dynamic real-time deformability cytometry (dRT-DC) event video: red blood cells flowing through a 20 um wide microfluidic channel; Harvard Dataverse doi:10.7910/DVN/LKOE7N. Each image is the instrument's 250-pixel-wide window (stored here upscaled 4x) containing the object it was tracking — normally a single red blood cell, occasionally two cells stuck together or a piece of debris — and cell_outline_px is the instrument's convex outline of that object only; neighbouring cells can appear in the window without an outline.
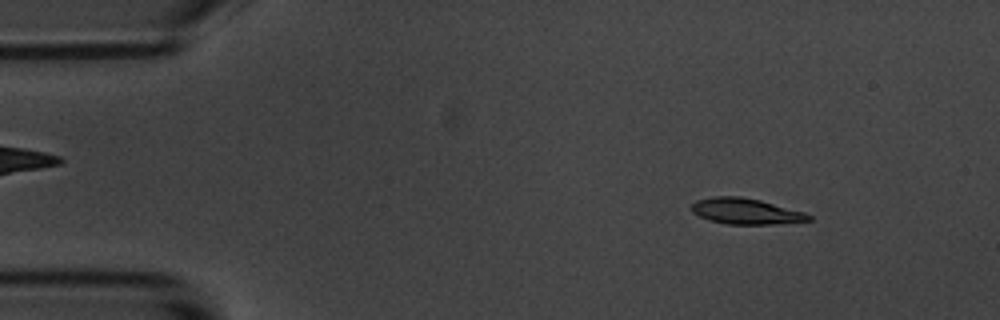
{"species": "common noctule bat (a hibernating species)", "species_latin": "Nyctalus noctula", "temperature_condition": "room temperature", "stored_images_in_passage": 55, "camera_frame_rate_fps": 3000, "um_per_image_px": 0.085, "animal": {"sex": "male", "body_mass_g": 20.1, "forearm_length_mm": 53.5}, "frame": {"image": 1, "passage_image": 6, "time_ms": 1.667, "image_size_px": [1000, 320], "cell_outline_px": [[812, 220], [772, 224], [728, 224], [708, 220], [692, 212], [692, 204], [696, 200], [712, 196], [740, 196], [760, 200], [804, 212], [812, 216]], "centroid_in_image_um": [63.37, 17.95], "position_along_channel_um": 21.6, "area_um2": 17.57}}
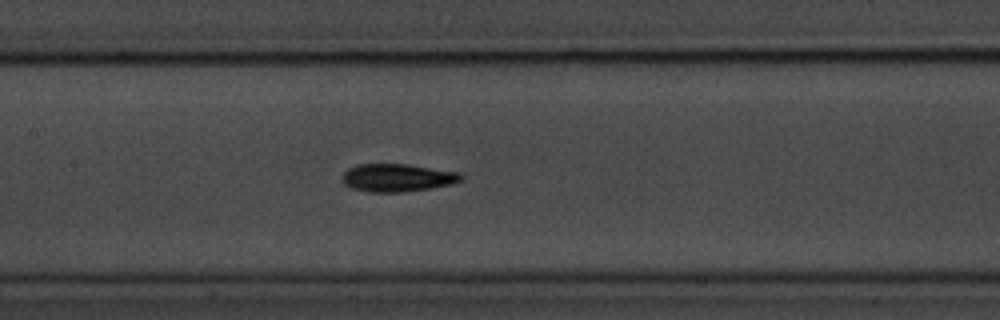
{"frame": {"image": 2, "passage_image": 25, "time_ms": 8.0, "image_size_px": [1000, 320], "cell_outline_px": [[464, 180], [452, 184], [432, 188], [404, 192], [368, 192], [352, 188], [344, 184], [340, 180], [340, 176], [348, 168], [356, 164], [408, 164], [460, 172], [464, 176]], "centroid_in_image_um": [33.77, 15.1], "position_along_channel_um": 173.6, "area_um2": 19.71}}
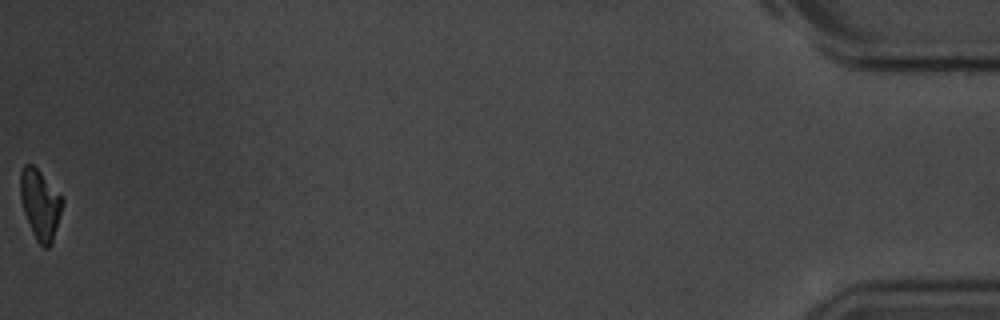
{"frame": {"image": 3, "passage_image": 55, "time_ms": 18.0, "image_size_px": [1000, 320], "cell_outline_px": [[64, 204], [52, 244], [48, 248], [44, 248], [36, 240], [32, 232], [24, 212], [20, 196], [20, 172], [24, 164], [32, 164], [40, 172], [64, 200]], "centroid_in_image_um": [3.42, 17.4], "position_along_channel_um": 431.8, "area_um2": 17.05}, "authors_computed_cell_mechanics": {"area_um2": 18.1492, "velocity_mm_per_s": 3.578, "shape_relaxation_time_tau1_ms": 2.21, "shape_relaxation_time_tau2_ms": 5.0069, "deformation_change_tau1": 0.1594, "deformation_change_tau2": 0.114}}